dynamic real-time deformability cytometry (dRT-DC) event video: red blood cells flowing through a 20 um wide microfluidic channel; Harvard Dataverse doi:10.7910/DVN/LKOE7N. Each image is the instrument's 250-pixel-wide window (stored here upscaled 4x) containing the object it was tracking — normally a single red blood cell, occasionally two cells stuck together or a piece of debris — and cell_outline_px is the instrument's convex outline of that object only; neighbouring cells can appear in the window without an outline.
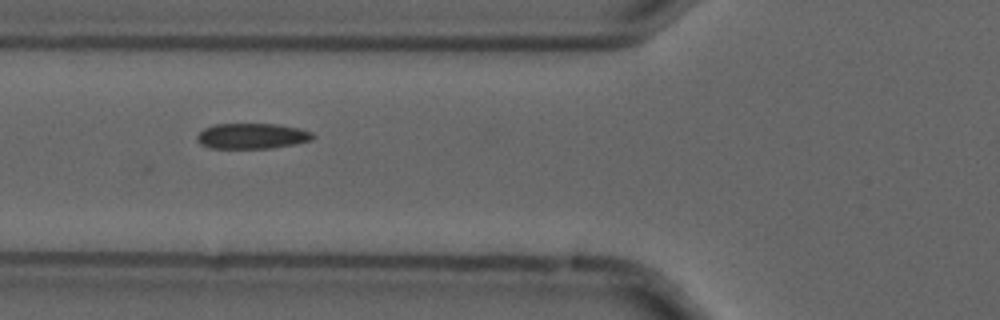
{"species": "common noctule bat (a hibernating species)", "species_latin": "Nyctalus noctula", "temperature_condition": "cold", "stored_images_in_passage": 41, "camera_frame_rate_fps": 3000, "um_per_image_px": 0.085, "animal": {"sex": "male", "forearm_length_mm": 52.5}, "frame": {"image": 1, "passage_image": 10, "time_ms": 3.0, "image_size_px": [1000, 320], "cell_outline_px": [[316, 136], [312, 140], [296, 144], [272, 148], [208, 148], [200, 144], [196, 140], [196, 136], [204, 128], [216, 124], [276, 124], [300, 128], [312, 132]], "centroid_in_image_um": [21.43, 11.57], "position_along_channel_um": 104.4, "area_um2": 17.4}}
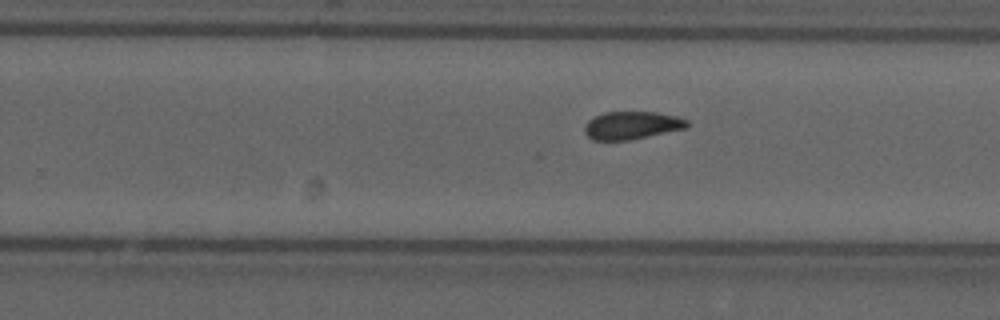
{"frame": {"image": 2, "passage_image": 24, "time_ms": 7.667, "image_size_px": [1000, 320], "cell_outline_px": [[688, 128], [628, 140], [592, 140], [584, 132], [584, 128], [588, 120], [604, 112], [656, 112], [676, 116], [688, 120]], "centroid_in_image_um": [53.71, 10.65], "position_along_channel_um": 276.1, "area_um2": 16.59}}
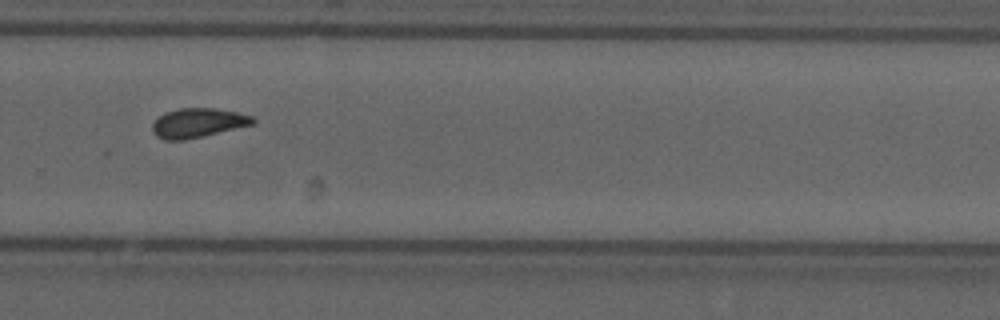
{"frame": {"image": 3, "passage_image": 27, "time_ms": 8.667, "image_size_px": [1000, 320], "cell_outline_px": [[256, 124], [184, 140], [164, 140], [156, 136], [152, 132], [152, 124], [164, 112], [180, 108], [212, 108], [236, 112], [252, 116], [256, 120]], "centroid_in_image_um": [16.82, 10.45], "position_along_channel_um": 313.0, "area_um2": 17.17}, "authors_computed_cell_mechanics": {"area_um2": 16.5886, "velocity_mm_per_s": 3.6864, "shape_relaxation_time_tau1_ms": 4.9536, "shape_relaxation_time_tau2_ms": 2.0703, "deformation_change_tau1": 0.1071, "deformation_change_tau2": 0.0614}}